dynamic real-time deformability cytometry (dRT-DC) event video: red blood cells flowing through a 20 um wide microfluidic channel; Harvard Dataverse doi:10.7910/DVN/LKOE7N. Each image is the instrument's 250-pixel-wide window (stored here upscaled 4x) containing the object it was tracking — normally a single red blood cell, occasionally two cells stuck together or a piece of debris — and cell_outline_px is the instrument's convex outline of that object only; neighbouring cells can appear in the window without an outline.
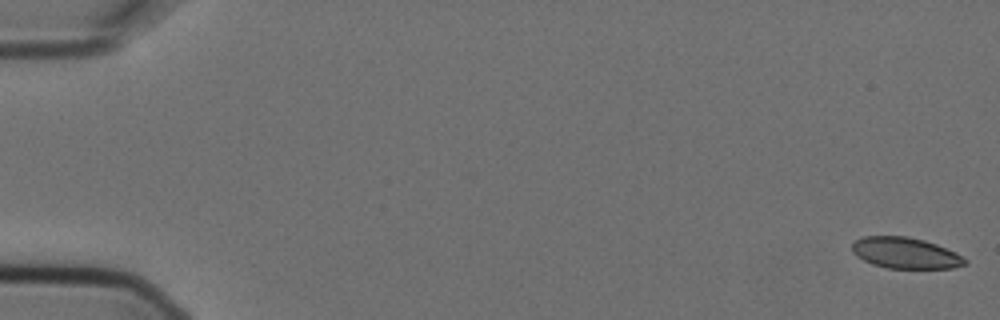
{"species": "Egyptian fruit bat (a non-hibernating species)", "species_latin": "Rousettus aegyptiacus", "temperature_condition": "cold", "stored_images_in_passage": 9, "camera_frame_rate_fps": 3000, "um_per_image_px": 0.085, "animal": {"sex": "female"}, "frame": {"image": 1, "passage_image": 1, "time_ms": 0.0, "image_size_px": [1000, 320], "cell_outline_px": [[968, 264], [952, 268], [888, 268], [872, 264], [856, 256], [852, 252], [852, 244], [856, 240], [864, 236], [908, 236], [924, 240], [936, 244], [956, 252], [968, 260]], "centroid_in_image_um": [76.98, 21.5], "position_along_channel_um": 8.0, "area_um2": 20.52}}
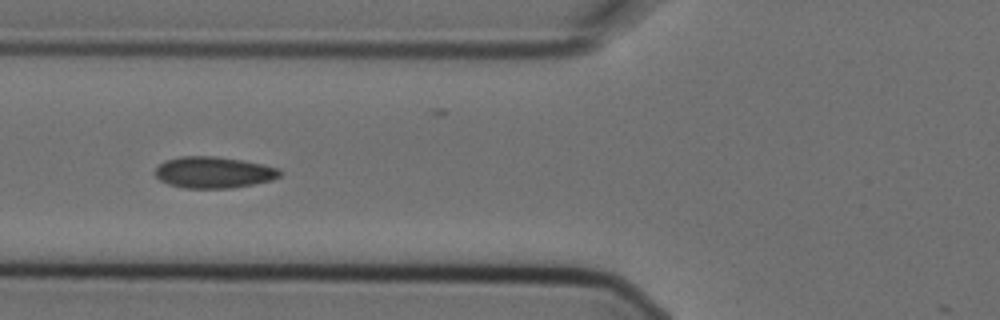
{"frame": {"image": 2, "passage_image": 7, "time_ms": 2.0, "image_size_px": [1000, 320], "cell_outline_px": [[280, 176], [272, 180], [232, 188], [184, 188], [168, 184], [160, 180], [156, 176], [156, 168], [164, 160], [180, 156], [216, 156], [264, 164], [280, 168]], "centroid_in_image_um": [18.16, 14.65], "position_along_channel_um": 107.6, "area_um2": 22.83}}
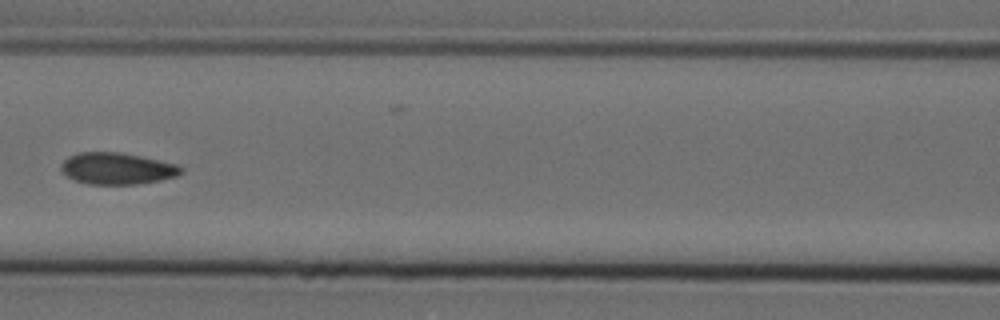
{"frame": {"image": 3, "passage_image": 8, "time_ms": 2.333, "image_size_px": [1000, 320], "cell_outline_px": [[184, 168], [176, 176], [160, 180], [136, 184], [88, 184], [72, 180], [60, 168], [60, 164], [68, 156], [80, 152], [120, 152], [140, 156], [176, 164]], "centroid_in_image_um": [9.91, 14.32], "position_along_channel_um": 156.7, "area_um2": 22.02}}